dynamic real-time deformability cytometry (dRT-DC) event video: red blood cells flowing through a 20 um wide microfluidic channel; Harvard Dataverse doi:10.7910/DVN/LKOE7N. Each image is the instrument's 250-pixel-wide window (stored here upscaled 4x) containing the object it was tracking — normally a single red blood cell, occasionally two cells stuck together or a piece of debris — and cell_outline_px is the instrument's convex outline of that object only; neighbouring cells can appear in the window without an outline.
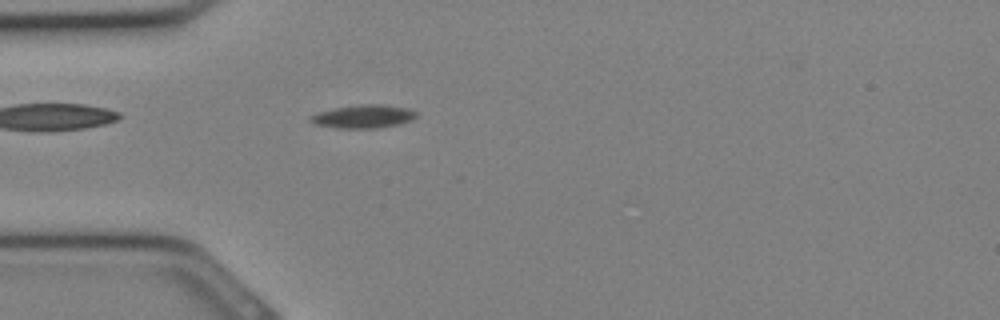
{"species": "Egyptian fruit bat (a non-hibernating species)", "species_latin": "Rousettus aegyptiacus", "temperature_condition": "cold", "stored_images_in_passage": 20, "camera_frame_rate_fps": 3000, "um_per_image_px": 0.085, "animal": {"sex": "female"}, "frame": {"image": 1, "passage_image": 1, "time_ms": 0.0, "image_size_px": [1000, 320], "cell_outline_px": [[416, 116], [412, 120], [400, 124], [380, 128], [336, 128], [316, 124], [308, 120], [312, 116], [320, 112], [336, 108], [368, 104], [380, 104], [408, 108], [416, 112]], "centroid_in_image_um": [30.94, 9.91], "position_along_channel_um": 54.1, "area_um2": 14.1}}
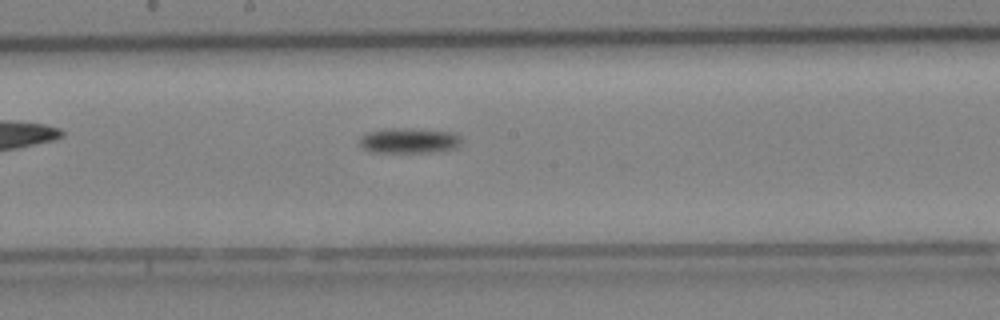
{"frame": {"image": 2, "passage_image": 9, "time_ms": 2.667, "image_size_px": [1000, 320], "cell_outline_px": [[464, 140], [456, 148], [440, 152], [372, 152], [364, 148], [360, 144], [360, 136], [368, 132], [388, 128], [400, 128], [452, 132], [460, 136]], "centroid_in_image_um": [34.81, 11.96], "position_along_channel_um": 213.4, "area_um2": 15.03}}
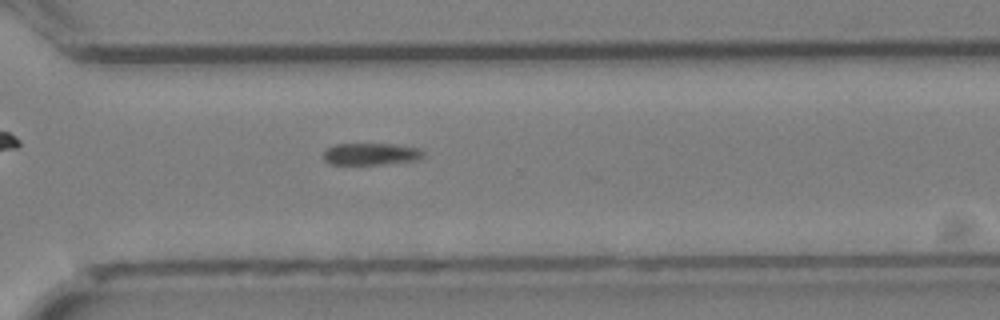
{"frame": {"image": 3, "passage_image": 15, "time_ms": 4.667, "image_size_px": [1000, 320], "cell_outline_px": [[424, 152], [416, 160], [384, 164], [328, 164], [324, 160], [324, 152], [328, 148], [336, 144], [388, 144], [416, 148]], "centroid_in_image_um": [31.45, 13.1], "position_along_channel_um": 339.1, "area_um2": 12.43}}